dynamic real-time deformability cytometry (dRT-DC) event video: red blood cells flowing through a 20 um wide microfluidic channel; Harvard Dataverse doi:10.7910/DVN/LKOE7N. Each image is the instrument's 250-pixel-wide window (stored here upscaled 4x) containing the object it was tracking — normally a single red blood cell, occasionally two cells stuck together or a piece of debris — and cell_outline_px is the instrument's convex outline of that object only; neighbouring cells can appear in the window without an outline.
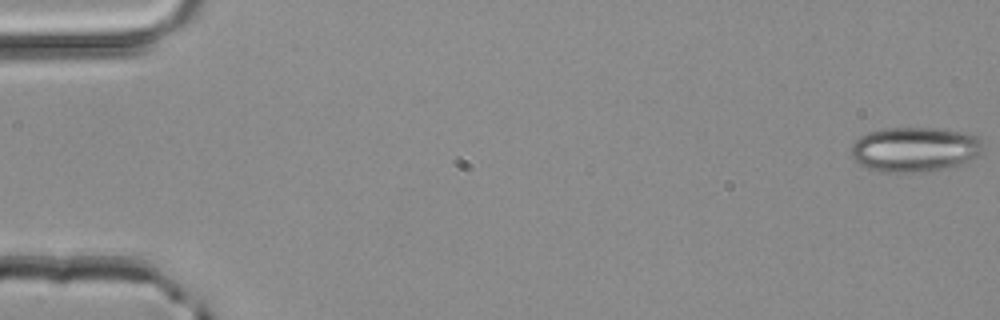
{"species": "common noctule bat (a hibernating species)", "species_latin": "Nyctalus noctula", "temperature_condition": "room temperature", "stored_images_in_passage": 3, "camera_frame_rate_fps": 3000, "um_per_image_px": 0.085, "animal": {"sex": "male", "body_mass_g": 20.4}, "frame": {"image": 1, "passage_image": 1, "time_ms": 0.0, "image_size_px": [1000, 320], "cell_outline_px": [[984, 140], [980, 152], [968, 164], [944, 168], [916, 172], [876, 172], [852, 160], [852, 144], [860, 136], [868, 132], [884, 128], [940, 128], [968, 132], [980, 136]], "centroid_in_image_um": [77.8, 12.69], "position_along_channel_um": 7.2, "area_um2": 35.03}}